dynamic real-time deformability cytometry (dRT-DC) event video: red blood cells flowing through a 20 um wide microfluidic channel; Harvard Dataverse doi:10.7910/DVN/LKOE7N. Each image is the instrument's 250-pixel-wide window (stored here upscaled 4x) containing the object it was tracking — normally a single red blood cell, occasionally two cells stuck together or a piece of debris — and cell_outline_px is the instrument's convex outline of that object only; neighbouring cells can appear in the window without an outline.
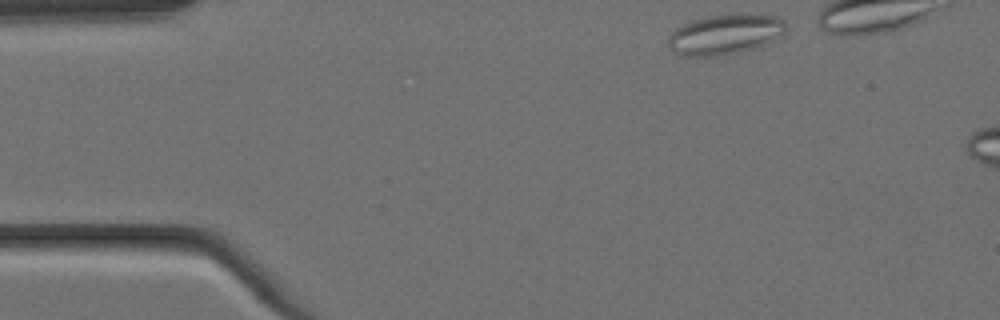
{"species": "Egyptian fruit bat (a non-hibernating species)", "species_latin": "Rousettus aegyptiacus", "temperature_condition": "cold", "stored_images_in_passage": 3, "camera_frame_rate_fps": 3000, "um_per_image_px": 0.085, "animal": {"sex": "female"}, "frame": {"image": 1, "passage_image": 1, "time_ms": 0.0, "image_size_px": [1000, 320], "cell_outline_px": [[788, 28], [776, 40], [752, 48], [736, 52], [712, 56], [684, 56], [672, 52], [668, 48], [668, 36], [676, 28], [692, 20], [708, 16], [736, 12], [776, 16], [784, 20]], "centroid_in_image_um": [61.63, 2.89], "position_along_channel_um": 23.4, "area_um2": 27.86}}